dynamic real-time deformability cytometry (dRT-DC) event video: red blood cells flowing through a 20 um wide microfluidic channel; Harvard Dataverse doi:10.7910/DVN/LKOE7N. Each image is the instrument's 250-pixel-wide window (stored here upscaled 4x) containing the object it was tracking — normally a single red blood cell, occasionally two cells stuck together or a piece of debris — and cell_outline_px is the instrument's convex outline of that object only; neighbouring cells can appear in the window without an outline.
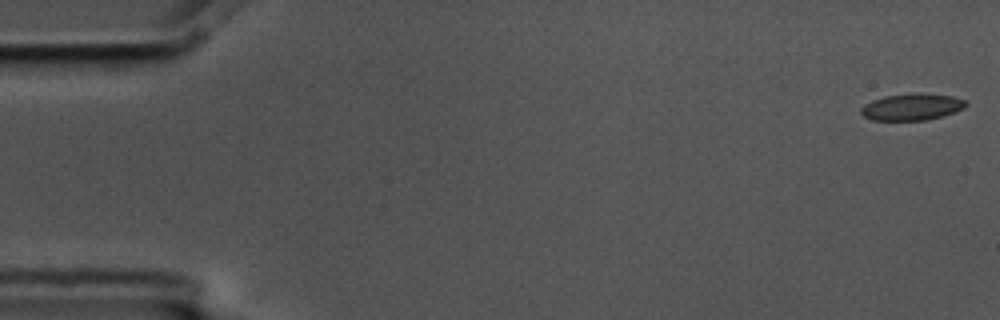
{"species": "common noctule bat (a hibernating species)", "species_latin": "Nyctalus noctula", "temperature_condition": "cold", "stored_images_in_passage": 6, "camera_frame_rate_fps": 3000, "um_per_image_px": 0.085, "animal": {"sex": "male", "body_mass_g": 17.5, "forearm_length_mm": 52.3}, "frame": {"image": 1, "passage_image": 1, "time_ms": 0.0, "image_size_px": [1000, 320], "cell_outline_px": [[968, 104], [964, 108], [940, 116], [924, 120], [872, 120], [864, 116], [860, 112], [860, 108], [864, 104], [872, 100], [884, 96], [912, 92], [920, 92], [952, 96], [964, 100]], "centroid_in_image_um": [77.47, 9.06], "position_along_channel_um": 7.5, "area_um2": 16.36}}